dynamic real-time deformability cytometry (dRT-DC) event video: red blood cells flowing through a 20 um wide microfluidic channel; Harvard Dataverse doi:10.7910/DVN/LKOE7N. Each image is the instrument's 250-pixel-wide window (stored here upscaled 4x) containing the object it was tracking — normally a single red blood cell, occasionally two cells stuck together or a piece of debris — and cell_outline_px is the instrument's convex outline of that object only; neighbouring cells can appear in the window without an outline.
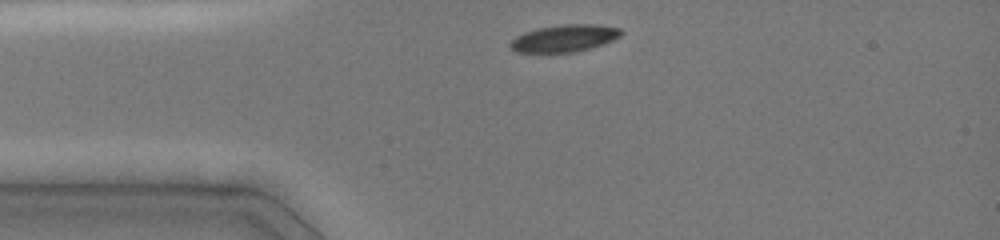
{"species": "common noctule bat (a hibernating species)", "species_latin": "Nyctalus noctula", "temperature_condition": "cold", "stored_images_in_passage": 4, "camera_frame_rate_fps": 3000, "um_per_image_px": 0.085, "animal": {"sex": "female", "body_mass_g": 19.0, "forearm_length_mm": 51.5}, "frame": {"image": 1, "passage_image": 1, "time_ms": 0.0, "image_size_px": [1000, 240], "cell_outline_px": [[624, 32], [620, 36], [604, 44], [592, 48], [576, 52], [540, 56], [516, 52], [508, 44], [516, 36], [524, 32], [540, 28], [564, 24], [596, 24], [620, 28]], "centroid_in_image_um": [47.92, 3.31], "position_along_channel_um": 37.1, "area_um2": 18.38}}
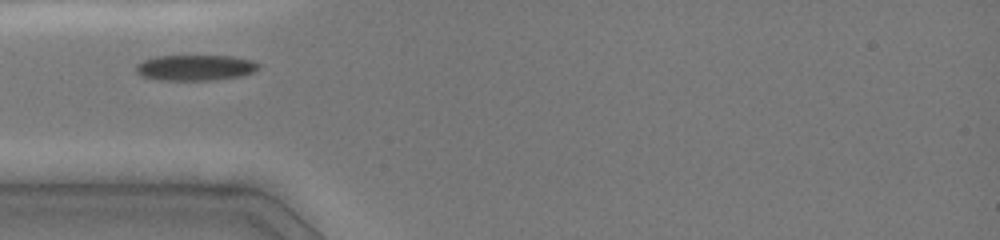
{"frame": {"image": 2, "passage_image": 3, "time_ms": 1.333, "image_size_px": [1000, 240], "cell_outline_px": [[260, 68], [252, 72], [240, 76], [212, 80], [160, 80], [140, 76], [136, 72], [136, 64], [144, 60], [156, 56], [232, 56], [252, 60], [260, 64]], "centroid_in_image_um": [16.59, 5.75], "position_along_channel_um": 68.4, "area_um2": 18.38}}